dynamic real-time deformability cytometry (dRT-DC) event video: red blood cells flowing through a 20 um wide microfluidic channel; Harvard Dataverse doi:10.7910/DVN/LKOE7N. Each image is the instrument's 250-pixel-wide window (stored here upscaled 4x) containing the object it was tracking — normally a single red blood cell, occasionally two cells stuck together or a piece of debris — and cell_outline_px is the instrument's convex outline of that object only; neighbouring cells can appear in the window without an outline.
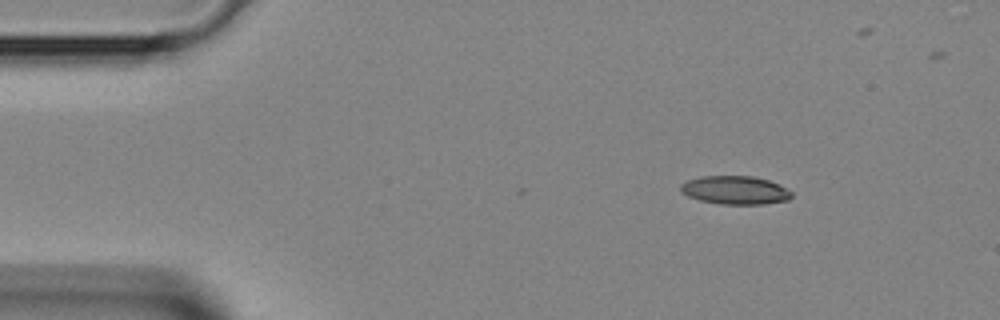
{"species": "Egyptian fruit bat (a non-hibernating species)", "species_latin": "Rousettus aegyptiacus", "temperature_condition": "room temperature", "stored_images_in_passage": 3, "camera_frame_rate_fps": 3000, "um_per_image_px": 0.085, "animal": {"sex": "female"}, "frame": {"image": 1, "passage_image": 1, "time_ms": 0.0, "image_size_px": [1000, 320], "cell_outline_px": [[792, 196], [788, 200], [764, 204], [720, 204], [700, 200], [688, 196], [680, 192], [680, 184], [688, 180], [704, 176], [752, 176], [768, 180], [780, 184], [792, 192]], "centroid_in_image_um": [62.49, 16.16], "position_along_channel_um": 22.5, "area_um2": 18.38}}